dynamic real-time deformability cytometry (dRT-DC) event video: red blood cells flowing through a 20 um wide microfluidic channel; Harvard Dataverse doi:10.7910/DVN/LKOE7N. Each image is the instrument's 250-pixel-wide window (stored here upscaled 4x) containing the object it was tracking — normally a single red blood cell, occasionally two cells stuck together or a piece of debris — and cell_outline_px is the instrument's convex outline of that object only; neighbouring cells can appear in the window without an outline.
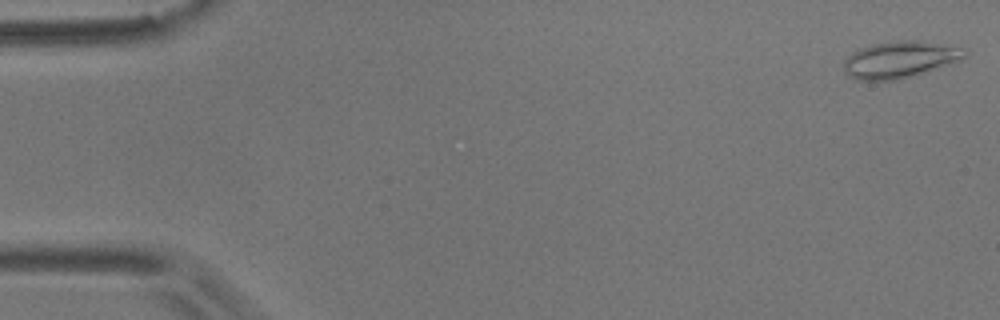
{"species": "common noctule bat (a hibernating species)", "species_latin": "Nyctalus noctula", "temperature_condition": "room temperature", "stored_images_in_passage": 12, "camera_frame_rate_fps": 3000, "um_per_image_px": 0.085, "animal": {"sex": "male", "body_mass_g": 17.9}, "frame": {"image": 1, "passage_image": 1, "time_ms": 0.0, "image_size_px": [1000, 320], "cell_outline_px": [[968, 56], [956, 64], [912, 76], [896, 80], [856, 80], [848, 76], [844, 72], [844, 60], [856, 48], [872, 44], [896, 40], [924, 40], [968, 48]], "centroid_in_image_um": [76.58, 5.05], "position_along_channel_um": 8.4, "area_um2": 26.88}}